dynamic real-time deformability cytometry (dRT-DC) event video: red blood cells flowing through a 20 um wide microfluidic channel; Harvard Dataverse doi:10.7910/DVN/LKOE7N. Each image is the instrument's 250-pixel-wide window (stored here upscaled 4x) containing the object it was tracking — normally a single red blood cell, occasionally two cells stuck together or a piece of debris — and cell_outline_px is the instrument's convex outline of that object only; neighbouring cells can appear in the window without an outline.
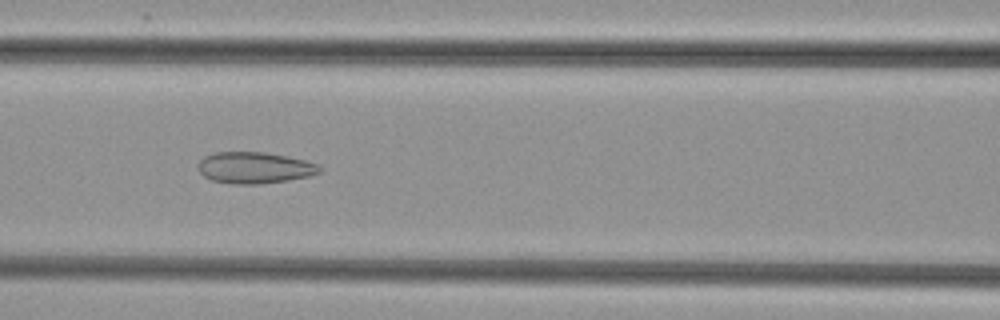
{"species": "common noctule bat (a hibernating species)", "species_latin": "Nyctalus noctula", "temperature_condition": "cold", "stored_images_in_passage": 32, "camera_frame_rate_fps": 3000, "um_per_image_px": 0.085, "animal": {"sex": "female", "body_mass_g": 29.2, "forearm_length_mm": 56.3}, "frame": {"image": 1, "passage_image": 10, "time_ms": 3.0, "image_size_px": [1000, 320], "cell_outline_px": [[324, 168], [320, 172], [312, 176], [288, 180], [260, 184], [232, 184], [212, 180], [204, 176], [200, 172], [196, 164], [204, 156], [216, 152], [264, 152], [288, 156], [320, 164]], "centroid_in_image_um": [21.67, 14.26], "position_along_channel_um": 144.9, "area_um2": 22.54}}
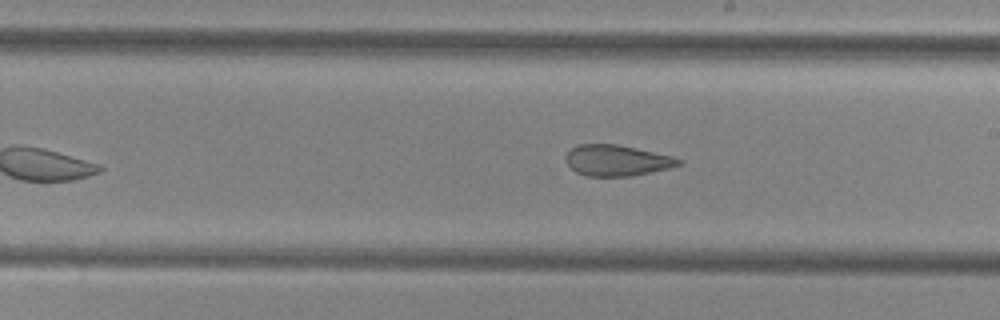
{"frame": {"image": 2, "passage_image": 17, "time_ms": 5.333, "image_size_px": [1000, 320], "cell_outline_px": [[680, 164], [668, 168], [632, 176], [584, 176], [576, 172], [568, 164], [564, 156], [572, 148], [580, 144], [616, 144], [636, 148], [672, 156], [680, 160]], "centroid_in_image_um": [52.39, 13.64], "position_along_channel_um": 236.6, "area_um2": 20.11}}
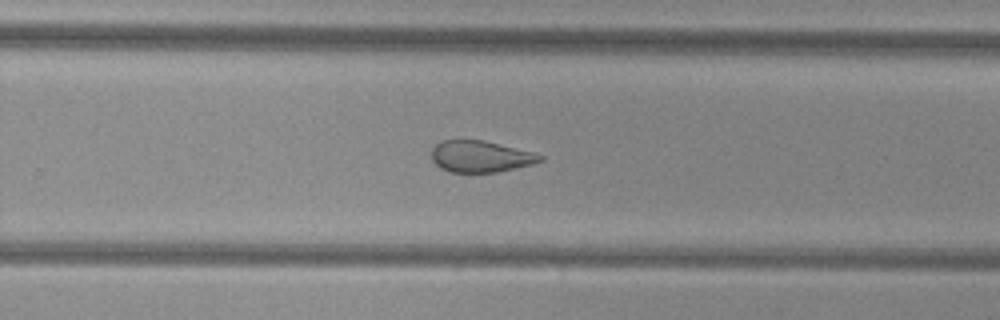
{"frame": {"image": 3, "passage_image": 21, "time_ms": 6.667, "image_size_px": [1000, 320], "cell_outline_px": [[544, 160], [532, 164], [496, 172], [448, 172], [440, 168], [432, 160], [432, 148], [440, 140], [484, 140], [536, 152], [544, 156]], "centroid_in_image_um": [40.86, 13.29], "position_along_channel_um": 288.9, "area_um2": 20.11}}